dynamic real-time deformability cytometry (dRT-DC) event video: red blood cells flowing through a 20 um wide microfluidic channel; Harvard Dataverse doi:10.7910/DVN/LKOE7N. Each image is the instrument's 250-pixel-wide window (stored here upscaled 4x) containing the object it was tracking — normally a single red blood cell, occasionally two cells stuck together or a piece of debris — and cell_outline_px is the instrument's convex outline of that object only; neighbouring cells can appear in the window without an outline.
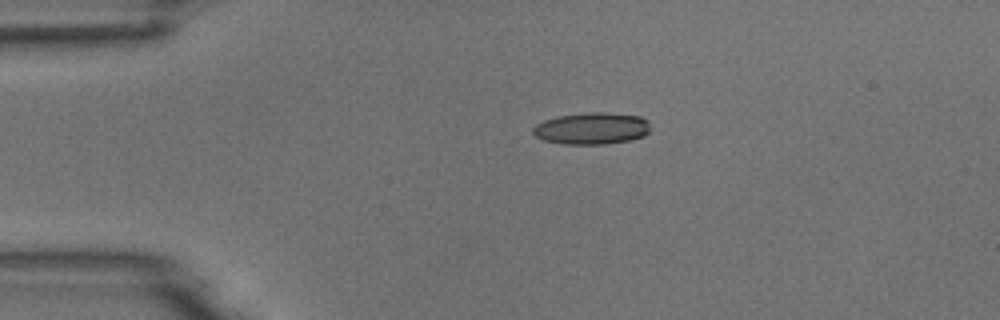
{"species": "common noctule bat (a hibernating species)", "species_latin": "Nyctalus noctula", "temperature_condition": "room temperature", "stored_images_in_passage": 3, "camera_frame_rate_fps": 3000, "um_per_image_px": 0.085, "animal": {"sex": "male", "body_mass_g": 18.8}, "frame": {"image": 1, "passage_image": 1, "time_ms": 0.0, "image_size_px": [1000, 320], "cell_outline_px": [[648, 132], [644, 136], [628, 140], [604, 144], [564, 144], [544, 140], [536, 136], [532, 132], [532, 128], [536, 124], [544, 120], [560, 116], [592, 112], [604, 112], [640, 116], [648, 120]], "centroid_in_image_um": [50.29, 10.91], "position_along_channel_um": 34.7, "area_um2": 21.56}}
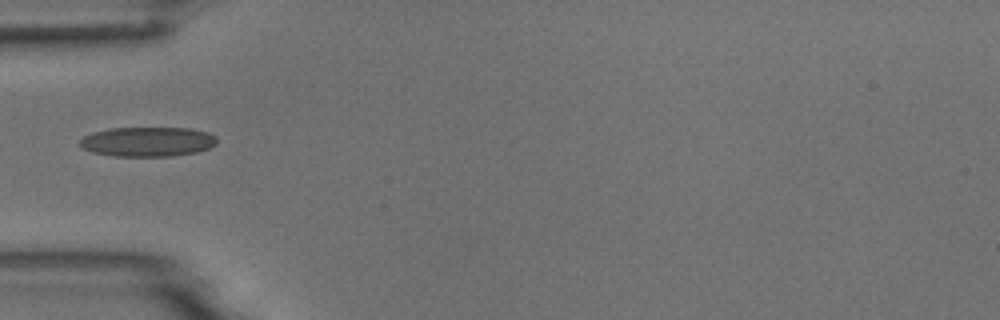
{"frame": {"image": 2, "passage_image": 2, "time_ms": 2.0, "image_size_px": [1000, 320], "cell_outline_px": [[216, 144], [208, 148], [196, 152], [172, 156], [112, 156], [92, 152], [84, 148], [80, 144], [80, 140], [84, 136], [92, 132], [112, 128], [188, 128], [208, 132], [216, 136]], "centroid_in_image_um": [12.55, 12.04], "position_along_channel_um": 72.5, "area_um2": 23.58}}